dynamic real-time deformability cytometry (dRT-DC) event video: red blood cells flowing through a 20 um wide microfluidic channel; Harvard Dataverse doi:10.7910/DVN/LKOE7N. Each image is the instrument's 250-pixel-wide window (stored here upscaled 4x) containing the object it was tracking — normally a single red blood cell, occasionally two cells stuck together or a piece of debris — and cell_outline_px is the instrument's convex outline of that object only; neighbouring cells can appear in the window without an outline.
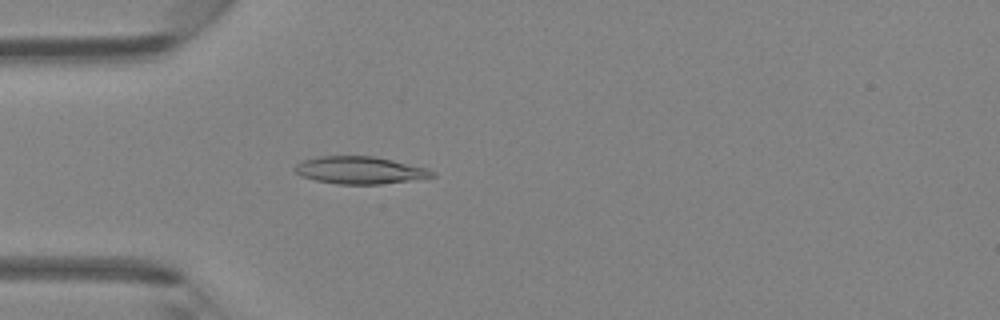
{"species": "Egyptian fruit bat (a non-hibernating species)", "species_latin": "Rousettus aegyptiacus", "temperature_condition": "room temperature", "stored_images_in_passage": 45, "camera_frame_rate_fps": 3000, "um_per_image_px": 0.085, "animal": {"sex": "female"}, "frame": {"image": 1, "passage_image": 13, "time_ms": 4.0, "image_size_px": [1000, 320], "cell_outline_px": [[436, 176], [380, 184], [336, 184], [316, 180], [304, 176], [296, 172], [292, 168], [296, 164], [304, 160], [320, 156], [372, 156], [392, 160], [428, 168], [436, 172]], "centroid_in_image_um": [30.59, 14.46], "position_along_channel_um": 54.4, "area_um2": 21.68}}
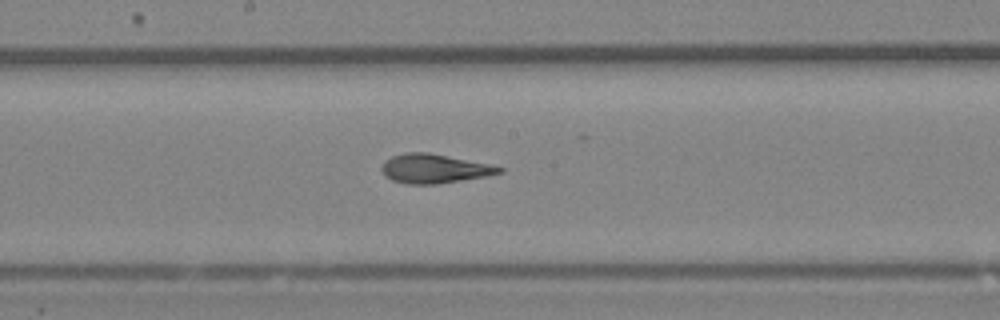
{"frame": {"image": 2, "passage_image": 24, "time_ms": 7.667, "image_size_px": [1000, 320], "cell_outline_px": [[504, 172], [484, 176], [436, 184], [408, 184], [392, 180], [384, 176], [380, 168], [384, 160], [392, 156], [404, 152], [428, 152], [488, 164], [504, 168]], "centroid_in_image_um": [36.84, 14.33], "position_along_channel_um": 211.4, "area_um2": 19.83}}
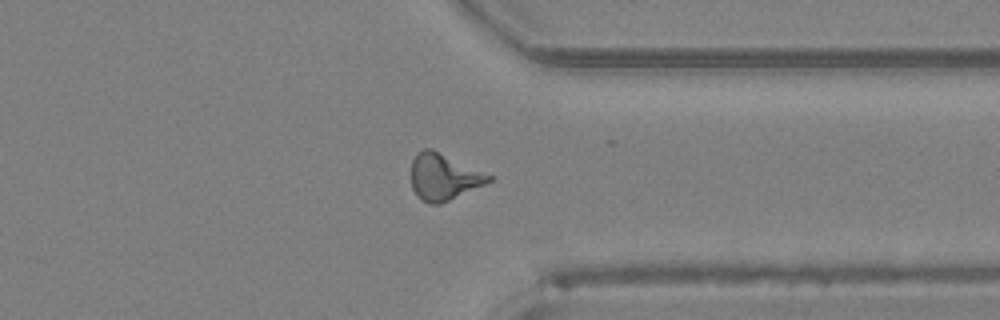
{"frame": {"image": 3, "passage_image": 35, "time_ms": 11.333, "image_size_px": [1000, 320], "cell_outline_px": [[496, 176], [492, 180], [484, 184], [440, 204], [432, 204], [420, 200], [416, 196], [412, 188], [412, 160], [416, 152], [424, 148], [432, 148]], "centroid_in_image_um": [37.72, 15.01], "position_along_channel_um": 373.7, "area_um2": 21.27}}